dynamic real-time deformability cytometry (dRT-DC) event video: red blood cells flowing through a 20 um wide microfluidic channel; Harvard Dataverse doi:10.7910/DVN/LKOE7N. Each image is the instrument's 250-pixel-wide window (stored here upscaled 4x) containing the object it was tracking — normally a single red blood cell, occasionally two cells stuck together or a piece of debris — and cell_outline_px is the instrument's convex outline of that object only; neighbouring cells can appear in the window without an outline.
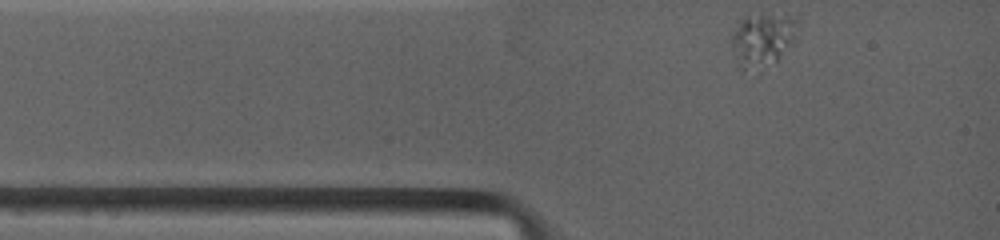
{"species": "common noctule bat (a hibernating species)", "species_latin": "Nyctalus noctula", "temperature_condition": "warm", "stored_images_in_passage": 29, "camera_frame_rate_fps": 4500, "um_per_image_px": 0.085, "animal": {"sex": "female", "body_mass_g": 19.0, "forearm_length_mm": 53.3}, "frame": {"image": 1, "passage_image": 1, "time_ms": 0.0, "image_size_px": [1000, 240], "cell_outline_px": [[800, 40], [776, 60], [744, 68], [736, 56], [728, 36], [740, 20], [748, 12], [800, 12]], "centroid_in_image_um": [65.0, 3.1], "position_along_channel_um": 20.0, "area_um2": 21.85}}
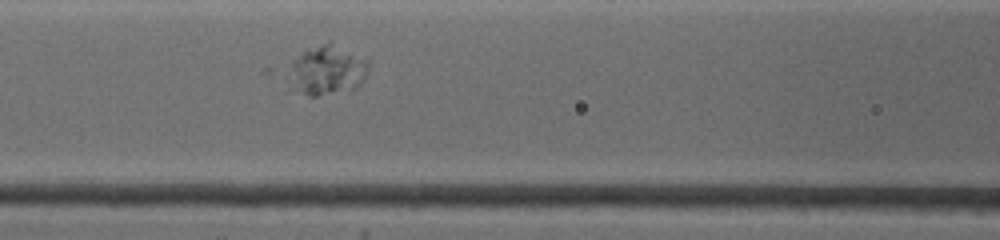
{"frame": {"image": 2, "passage_image": 9, "time_ms": 3.556, "image_size_px": [1000, 240], "cell_outline_px": [[368, 68], [360, 80], [352, 88], [316, 96], [312, 96], [304, 92], [292, 64], [292, 60], [308, 48], [328, 40], [368, 56]], "centroid_in_image_um": [27.99, 5.81], "position_along_channel_um": 138.6, "area_um2": 21.56}}
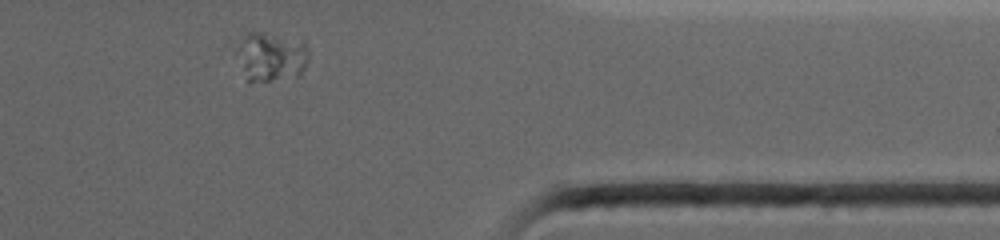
{"frame": {"image": 3, "passage_image": 25, "time_ms": 10.667, "image_size_px": [1000, 240], "cell_outline_px": [[308, 60], [300, 76], [268, 80], [248, 80], [236, 52], [244, 36], [248, 32], [264, 32], [304, 40], [308, 44]], "centroid_in_image_um": [23.12, 4.77], "position_along_channel_um": 388.3, "area_um2": 20.4}}